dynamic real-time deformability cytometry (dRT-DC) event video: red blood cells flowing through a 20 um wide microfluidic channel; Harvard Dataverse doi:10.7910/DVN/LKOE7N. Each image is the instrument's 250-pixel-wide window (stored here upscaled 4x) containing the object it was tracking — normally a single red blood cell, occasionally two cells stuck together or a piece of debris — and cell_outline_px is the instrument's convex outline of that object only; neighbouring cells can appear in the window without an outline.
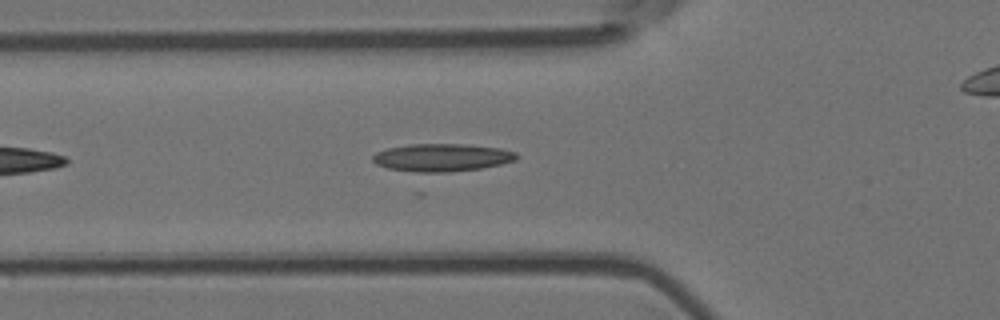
{"species": "Egyptian fruit bat (a non-hibernating species)", "species_latin": "Rousettus aegyptiacus", "temperature_condition": "room temperature", "stored_images_in_passage": 28, "camera_frame_rate_fps": 3000, "um_per_image_px": 0.085, "animal": {"sex": "female"}, "frame": {"image": 1, "passage_image": 6, "time_ms": 1.667, "image_size_px": [1000, 320], "cell_outline_px": [[520, 156], [516, 160], [500, 164], [480, 168], [424, 176], [388, 168], [376, 164], [372, 160], [372, 156], [376, 152], [388, 148], [408, 144], [464, 144], [500, 148], [516, 152]], "centroid_in_image_um": [37.52, 13.43], "position_along_channel_um": 88.3, "area_um2": 24.1}}
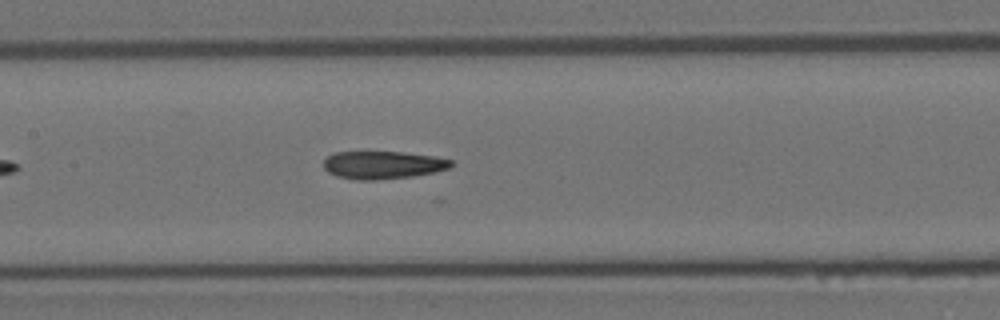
{"frame": {"image": 2, "passage_image": 13, "time_ms": 4.0, "image_size_px": [1000, 320], "cell_outline_px": [[456, 164], [448, 168], [436, 172], [412, 176], [376, 180], [356, 180], [336, 176], [328, 172], [324, 168], [324, 160], [332, 152], [404, 152], [436, 156], [452, 160]], "centroid_in_image_um": [32.57, 14.02], "position_along_channel_um": 174.8, "area_um2": 20.87}}
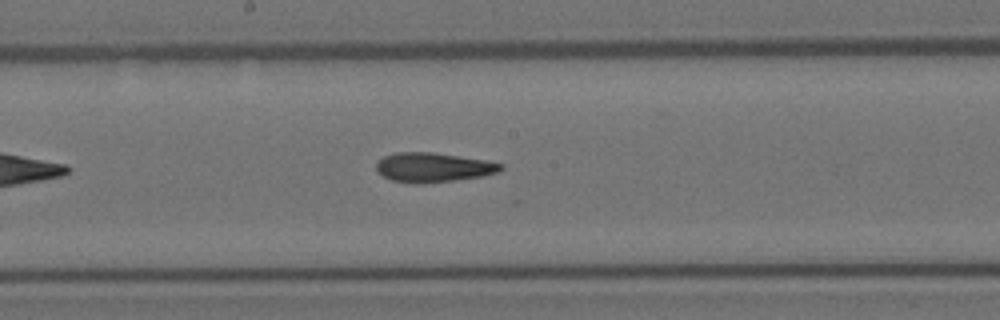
{"frame": {"image": 3, "passage_image": 16, "time_ms": 5.0, "image_size_px": [1000, 320], "cell_outline_px": [[504, 168], [496, 172], [484, 176], [456, 180], [420, 184], [412, 184], [392, 180], [376, 172], [376, 164], [384, 156], [396, 152], [432, 152], [484, 160], [504, 164]], "centroid_in_image_um": [36.8, 14.24], "position_along_channel_um": 211.4, "area_um2": 21.39}}